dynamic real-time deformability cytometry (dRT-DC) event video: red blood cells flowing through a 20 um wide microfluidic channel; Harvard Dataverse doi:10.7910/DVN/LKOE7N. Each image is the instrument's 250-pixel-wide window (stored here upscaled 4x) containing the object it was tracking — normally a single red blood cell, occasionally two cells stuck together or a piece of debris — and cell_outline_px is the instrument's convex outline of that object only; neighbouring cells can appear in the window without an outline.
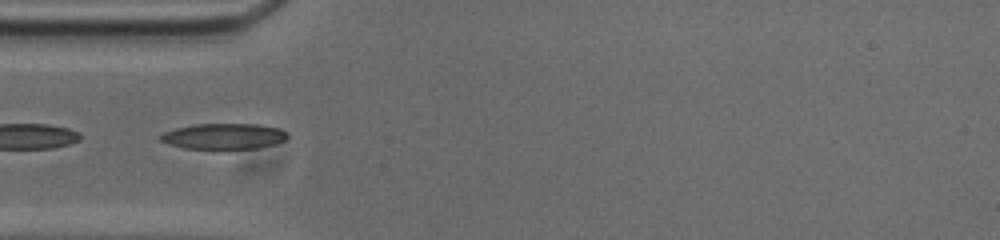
{"species": "common noctule bat (a hibernating species)", "species_latin": "Nyctalus noctula", "temperature_condition": "cold", "stored_images_in_passage": 34, "camera_frame_rate_fps": 3000, "um_per_image_px": 0.085, "animal": {"sex": "male", "body_mass_g": 20.0, "forearm_length_mm": 53.3}, "frame": {"image": 1, "passage_image": 1, "time_ms": 0.0, "image_size_px": [1000, 240], "cell_outline_px": [[288, 136], [284, 140], [272, 144], [256, 148], [184, 148], [168, 144], [160, 140], [156, 136], [164, 132], [176, 128], [192, 124], [256, 124], [280, 128]], "centroid_in_image_um": [18.95, 11.57], "position_along_channel_um": 66.0, "area_um2": 18.84}}